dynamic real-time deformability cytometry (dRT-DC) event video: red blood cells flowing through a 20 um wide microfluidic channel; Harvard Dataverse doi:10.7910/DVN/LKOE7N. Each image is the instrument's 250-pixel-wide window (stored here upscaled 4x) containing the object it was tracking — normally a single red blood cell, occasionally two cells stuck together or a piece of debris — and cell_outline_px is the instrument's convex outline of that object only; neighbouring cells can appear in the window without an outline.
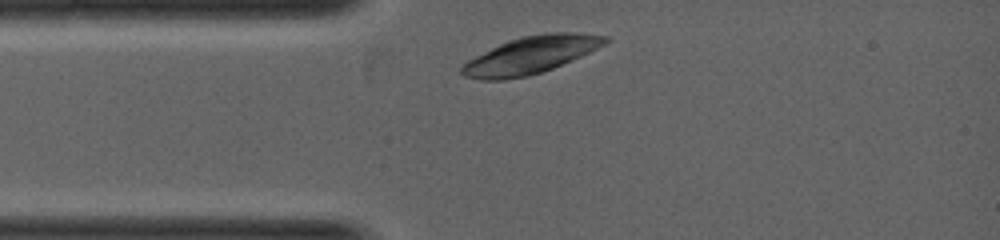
{"species": "common noctule bat (a hibernating species)", "species_latin": "Nyctalus noctula", "temperature_condition": "warm", "stored_images_in_passage": 1, "camera_frame_rate_fps": 5000, "um_per_image_px": 0.085, "animal": {"sex": "female", "body_mass_g": 19.0, "forearm_length_mm": 53.3}, "frame": {"image": 1, "passage_image": 1, "time_ms": 0.0, "image_size_px": [1000, 240], "cell_outline_px": [[612, 40], [572, 60], [552, 68], [528, 76], [504, 80], [480, 80], [464, 76], [460, 72], [460, 68], [468, 60], [508, 40], [524, 36], [544, 32], [576, 32], [608, 36]], "centroid_in_image_um": [45.11, 4.68], "position_along_channel_um": 39.9, "area_um2": 30.92}}